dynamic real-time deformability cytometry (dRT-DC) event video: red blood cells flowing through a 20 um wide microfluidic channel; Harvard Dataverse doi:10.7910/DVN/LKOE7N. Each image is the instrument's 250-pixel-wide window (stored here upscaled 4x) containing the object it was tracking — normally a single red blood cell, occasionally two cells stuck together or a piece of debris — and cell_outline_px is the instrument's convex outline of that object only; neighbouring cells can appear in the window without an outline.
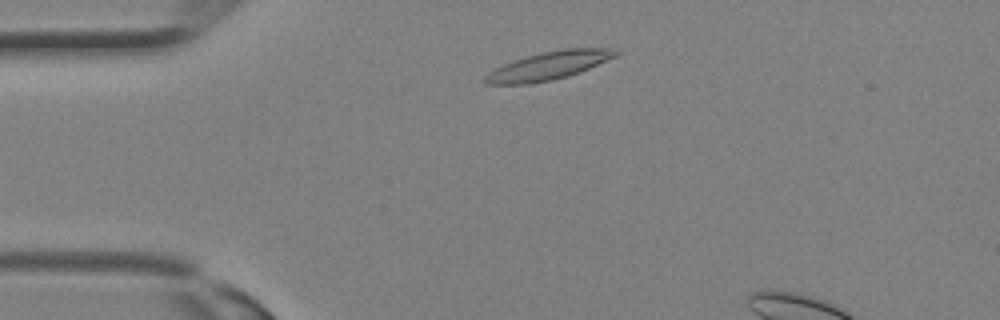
{"species": "Egyptian fruit bat (a non-hibernating species)", "species_latin": "Rousettus aegyptiacus", "temperature_condition": "room temperature", "stored_images_in_passage": 6, "camera_frame_rate_fps": 3000, "um_per_image_px": 0.085, "animal": {"sex": "female"}, "frame": {"image": 1, "passage_image": 3, "time_ms": 0.667, "image_size_px": [1000, 320], "cell_outline_px": [[620, 52], [616, 56], [588, 68], [568, 76], [552, 80], [532, 84], [484, 84], [484, 76], [488, 72], [504, 64], [540, 52], [564, 48], [612, 48]], "centroid_in_image_um": [46.62, 5.59], "position_along_channel_um": 38.4, "area_um2": 21.21}}